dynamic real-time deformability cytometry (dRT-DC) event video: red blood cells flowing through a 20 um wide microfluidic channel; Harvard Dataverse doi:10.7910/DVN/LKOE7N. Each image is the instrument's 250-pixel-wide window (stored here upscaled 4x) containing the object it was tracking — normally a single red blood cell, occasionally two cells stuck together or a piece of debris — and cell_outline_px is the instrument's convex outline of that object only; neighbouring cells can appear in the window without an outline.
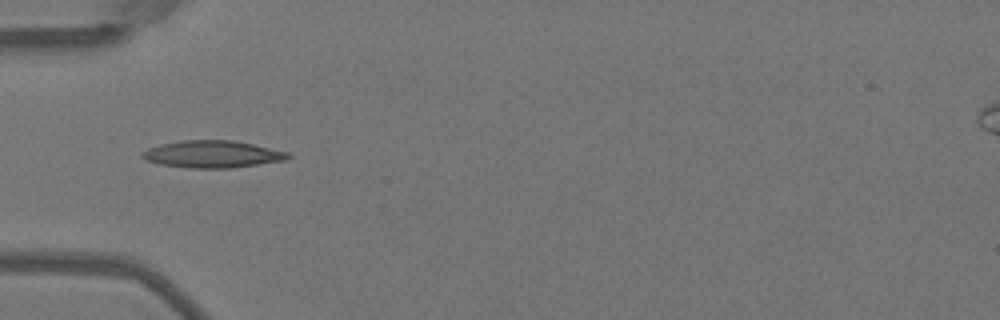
{"species": "Egyptian fruit bat (a non-hibernating species)", "species_latin": "Rousettus aegyptiacus", "temperature_condition": "warm", "stored_images_in_passage": 7, "camera_frame_rate_fps": 3000, "um_per_image_px": 0.085, "animal": {"sex": "female"}, "frame": {"image": 1, "passage_image": 1, "time_ms": 0.0, "image_size_px": [1000, 320], "cell_outline_px": [[292, 156], [288, 160], [232, 168], [188, 168], [160, 164], [148, 160], [140, 156], [148, 148], [160, 144], [180, 140], [232, 140], [252, 144], [288, 152]], "centroid_in_image_um": [18.09, 13.11], "position_along_channel_um": 66.9, "area_um2": 23.06}}
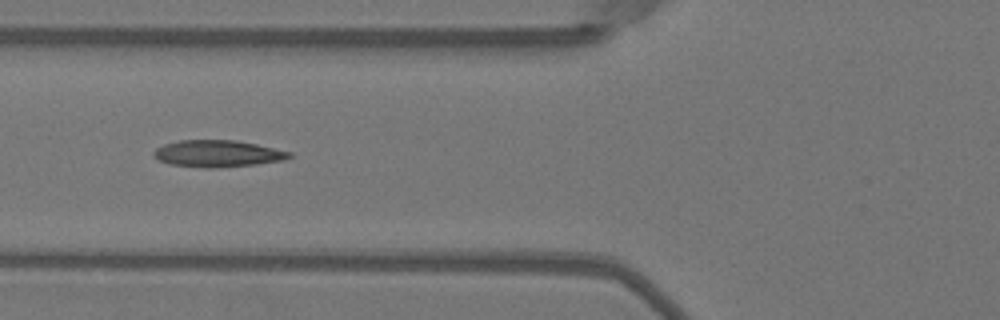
{"frame": {"image": 2, "passage_image": 4, "time_ms": 1.0, "image_size_px": [1000, 320], "cell_outline_px": [[292, 156], [284, 160], [256, 164], [220, 168], [204, 168], [172, 164], [160, 160], [152, 156], [152, 152], [156, 148], [164, 144], [180, 140], [236, 140], [256, 144], [292, 152]], "centroid_in_image_um": [18.5, 13.06], "position_along_channel_um": 107.3, "area_um2": 21.21}}
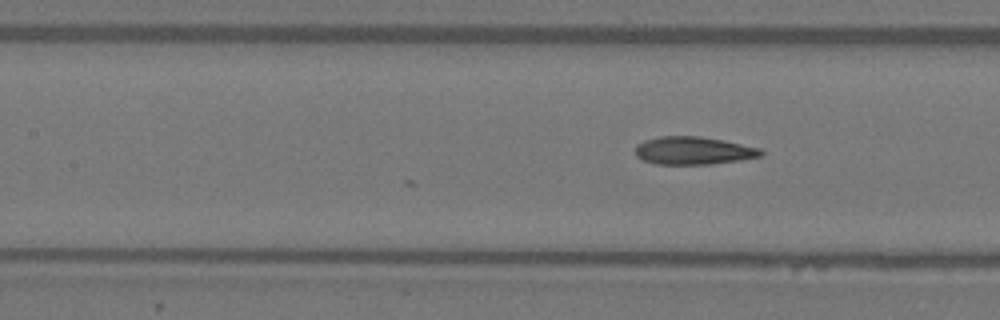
{"frame": {"image": 3, "passage_image": 7, "time_ms": 2.0, "image_size_px": [1000, 320], "cell_outline_px": [[764, 156], [740, 160], [712, 164], [656, 164], [644, 160], [636, 156], [636, 144], [644, 140], [660, 136], [700, 136], [724, 140], [760, 148], [764, 152]], "centroid_in_image_um": [58.96, 12.8], "position_along_channel_um": 148.4, "area_um2": 20.52}}